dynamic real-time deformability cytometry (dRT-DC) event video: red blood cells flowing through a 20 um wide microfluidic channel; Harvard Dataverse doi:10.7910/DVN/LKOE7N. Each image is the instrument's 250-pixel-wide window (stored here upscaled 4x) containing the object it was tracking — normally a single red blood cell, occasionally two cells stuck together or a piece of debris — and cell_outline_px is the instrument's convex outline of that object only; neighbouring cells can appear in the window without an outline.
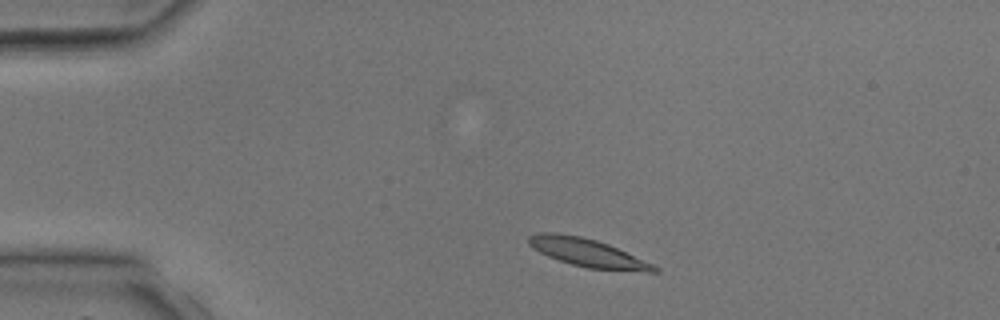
{"species": "common noctule bat (a hibernating species)", "species_latin": "Nyctalus noctula", "temperature_condition": "room temperature", "stored_images_in_passage": 1, "camera_frame_rate_fps": 3000, "um_per_image_px": 0.085, "animal": {"sex": "male", "body_mass_g": 17.9, "forearm_length_mm": 54.2}, "frame": {"image": 1, "passage_image": 1, "time_ms": 0.0, "image_size_px": [1000, 320], "cell_outline_px": [[660, 272], [648, 272], [588, 268], [572, 264], [548, 256], [540, 252], [528, 244], [528, 236], [536, 232], [556, 232], [580, 236], [596, 240], [608, 244], [652, 264], [660, 268]], "centroid_in_image_um": [49.92, 21.47], "position_along_channel_um": 35.1, "area_um2": 20.4}}